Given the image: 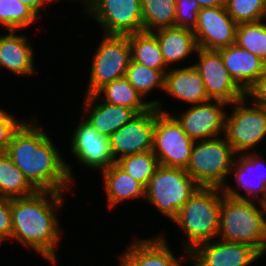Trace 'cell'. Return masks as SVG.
<instances>
[{"mask_svg": "<svg viewBox=\"0 0 266 266\" xmlns=\"http://www.w3.org/2000/svg\"><path fill=\"white\" fill-rule=\"evenodd\" d=\"M199 187L185 169L159 165L145 188V201L172 222Z\"/></svg>", "mask_w": 266, "mask_h": 266, "instance_id": "5b68a950", "label": "cell"}, {"mask_svg": "<svg viewBox=\"0 0 266 266\" xmlns=\"http://www.w3.org/2000/svg\"><path fill=\"white\" fill-rule=\"evenodd\" d=\"M90 1L91 0H74V3L79 2V4H82L85 7Z\"/></svg>", "mask_w": 266, "mask_h": 266, "instance_id": "ab89813d", "label": "cell"}, {"mask_svg": "<svg viewBox=\"0 0 266 266\" xmlns=\"http://www.w3.org/2000/svg\"><path fill=\"white\" fill-rule=\"evenodd\" d=\"M261 150L236 155L229 176L231 180H228L222 188L225 195L236 199L257 201H262L266 197V155L261 154L264 149ZM229 181H233L235 186L234 184L231 186Z\"/></svg>", "mask_w": 266, "mask_h": 266, "instance_id": "7c38bea8", "label": "cell"}, {"mask_svg": "<svg viewBox=\"0 0 266 266\" xmlns=\"http://www.w3.org/2000/svg\"><path fill=\"white\" fill-rule=\"evenodd\" d=\"M80 121L70 132L69 153L82 169L100 172L116 163L112 156L110 139L99 134L91 124L80 115Z\"/></svg>", "mask_w": 266, "mask_h": 266, "instance_id": "4fadbf2b", "label": "cell"}, {"mask_svg": "<svg viewBox=\"0 0 266 266\" xmlns=\"http://www.w3.org/2000/svg\"><path fill=\"white\" fill-rule=\"evenodd\" d=\"M19 1L30 7L40 18L44 16L43 12L44 13L46 12L44 10L45 8H47L46 6L49 7L52 3L57 2L56 0H19Z\"/></svg>", "mask_w": 266, "mask_h": 266, "instance_id": "74e56055", "label": "cell"}, {"mask_svg": "<svg viewBox=\"0 0 266 266\" xmlns=\"http://www.w3.org/2000/svg\"><path fill=\"white\" fill-rule=\"evenodd\" d=\"M194 142L171 113L155 107L152 152L159 165L186 170Z\"/></svg>", "mask_w": 266, "mask_h": 266, "instance_id": "9c48e42d", "label": "cell"}, {"mask_svg": "<svg viewBox=\"0 0 266 266\" xmlns=\"http://www.w3.org/2000/svg\"><path fill=\"white\" fill-rule=\"evenodd\" d=\"M228 106L229 104L224 101L209 100L201 104L188 105L184 111L178 113L177 110L171 114L192 140L201 141L224 135Z\"/></svg>", "mask_w": 266, "mask_h": 266, "instance_id": "5bb4252c", "label": "cell"}, {"mask_svg": "<svg viewBox=\"0 0 266 266\" xmlns=\"http://www.w3.org/2000/svg\"><path fill=\"white\" fill-rule=\"evenodd\" d=\"M200 8L220 7L226 5V0H196Z\"/></svg>", "mask_w": 266, "mask_h": 266, "instance_id": "f35d334b", "label": "cell"}, {"mask_svg": "<svg viewBox=\"0 0 266 266\" xmlns=\"http://www.w3.org/2000/svg\"><path fill=\"white\" fill-rule=\"evenodd\" d=\"M12 235V214L10 198L0 196V246L10 242Z\"/></svg>", "mask_w": 266, "mask_h": 266, "instance_id": "d590c367", "label": "cell"}, {"mask_svg": "<svg viewBox=\"0 0 266 266\" xmlns=\"http://www.w3.org/2000/svg\"><path fill=\"white\" fill-rule=\"evenodd\" d=\"M236 28L225 6L206 7L199 10L193 33L198 48L218 50L235 43Z\"/></svg>", "mask_w": 266, "mask_h": 266, "instance_id": "ac0fdd59", "label": "cell"}, {"mask_svg": "<svg viewBox=\"0 0 266 266\" xmlns=\"http://www.w3.org/2000/svg\"><path fill=\"white\" fill-rule=\"evenodd\" d=\"M83 96L80 115L99 134L108 138L136 115L132 109L101 101L95 94Z\"/></svg>", "mask_w": 266, "mask_h": 266, "instance_id": "ffe728a7", "label": "cell"}, {"mask_svg": "<svg viewBox=\"0 0 266 266\" xmlns=\"http://www.w3.org/2000/svg\"><path fill=\"white\" fill-rule=\"evenodd\" d=\"M261 202L263 205V209H264V213H265V221H266V197Z\"/></svg>", "mask_w": 266, "mask_h": 266, "instance_id": "60d3db41", "label": "cell"}, {"mask_svg": "<svg viewBox=\"0 0 266 266\" xmlns=\"http://www.w3.org/2000/svg\"><path fill=\"white\" fill-rule=\"evenodd\" d=\"M36 117H26L5 152L38 191L74 195L77 180L73 164L65 160L60 147Z\"/></svg>", "mask_w": 266, "mask_h": 266, "instance_id": "6da1fadb", "label": "cell"}, {"mask_svg": "<svg viewBox=\"0 0 266 266\" xmlns=\"http://www.w3.org/2000/svg\"><path fill=\"white\" fill-rule=\"evenodd\" d=\"M131 60L164 74L170 69L165 64L157 37L152 32H137L128 35Z\"/></svg>", "mask_w": 266, "mask_h": 266, "instance_id": "4316f807", "label": "cell"}, {"mask_svg": "<svg viewBox=\"0 0 266 266\" xmlns=\"http://www.w3.org/2000/svg\"><path fill=\"white\" fill-rule=\"evenodd\" d=\"M235 44L266 62V19L237 24Z\"/></svg>", "mask_w": 266, "mask_h": 266, "instance_id": "4dcf8cb0", "label": "cell"}, {"mask_svg": "<svg viewBox=\"0 0 266 266\" xmlns=\"http://www.w3.org/2000/svg\"><path fill=\"white\" fill-rule=\"evenodd\" d=\"M56 1H61V2H62V1H63V2H69V4H70V3H74V0H56Z\"/></svg>", "mask_w": 266, "mask_h": 266, "instance_id": "b9f144b4", "label": "cell"}, {"mask_svg": "<svg viewBox=\"0 0 266 266\" xmlns=\"http://www.w3.org/2000/svg\"><path fill=\"white\" fill-rule=\"evenodd\" d=\"M164 96L189 105L209 101L202 77L197 69L190 65L170 68L164 75Z\"/></svg>", "mask_w": 266, "mask_h": 266, "instance_id": "44dd1931", "label": "cell"}, {"mask_svg": "<svg viewBox=\"0 0 266 266\" xmlns=\"http://www.w3.org/2000/svg\"><path fill=\"white\" fill-rule=\"evenodd\" d=\"M102 189L106 195V209L113 210L132 200H145V187L116 163L100 171ZM126 201V202H125ZM120 204V205H119Z\"/></svg>", "mask_w": 266, "mask_h": 266, "instance_id": "603a6c76", "label": "cell"}, {"mask_svg": "<svg viewBox=\"0 0 266 266\" xmlns=\"http://www.w3.org/2000/svg\"><path fill=\"white\" fill-rule=\"evenodd\" d=\"M218 239L252 245L266 254V221L261 201L223 195Z\"/></svg>", "mask_w": 266, "mask_h": 266, "instance_id": "277c9868", "label": "cell"}, {"mask_svg": "<svg viewBox=\"0 0 266 266\" xmlns=\"http://www.w3.org/2000/svg\"><path fill=\"white\" fill-rule=\"evenodd\" d=\"M246 97L254 104L266 108V71L246 92Z\"/></svg>", "mask_w": 266, "mask_h": 266, "instance_id": "8d00e7d4", "label": "cell"}, {"mask_svg": "<svg viewBox=\"0 0 266 266\" xmlns=\"http://www.w3.org/2000/svg\"><path fill=\"white\" fill-rule=\"evenodd\" d=\"M236 154L225 136L195 141L186 172L200 187L223 188Z\"/></svg>", "mask_w": 266, "mask_h": 266, "instance_id": "8992f818", "label": "cell"}, {"mask_svg": "<svg viewBox=\"0 0 266 266\" xmlns=\"http://www.w3.org/2000/svg\"><path fill=\"white\" fill-rule=\"evenodd\" d=\"M37 191L6 152H0V196L20 198L31 196Z\"/></svg>", "mask_w": 266, "mask_h": 266, "instance_id": "83f0119b", "label": "cell"}, {"mask_svg": "<svg viewBox=\"0 0 266 266\" xmlns=\"http://www.w3.org/2000/svg\"><path fill=\"white\" fill-rule=\"evenodd\" d=\"M225 7L237 24L266 19V0H226Z\"/></svg>", "mask_w": 266, "mask_h": 266, "instance_id": "d6a6232c", "label": "cell"}, {"mask_svg": "<svg viewBox=\"0 0 266 266\" xmlns=\"http://www.w3.org/2000/svg\"><path fill=\"white\" fill-rule=\"evenodd\" d=\"M194 57L197 60L193 66L202 77L210 100H220L231 104L246 96V93L230 76L217 50L198 48Z\"/></svg>", "mask_w": 266, "mask_h": 266, "instance_id": "9a60e30c", "label": "cell"}, {"mask_svg": "<svg viewBox=\"0 0 266 266\" xmlns=\"http://www.w3.org/2000/svg\"><path fill=\"white\" fill-rule=\"evenodd\" d=\"M116 164L145 188L159 166L152 150L124 156L117 160Z\"/></svg>", "mask_w": 266, "mask_h": 266, "instance_id": "1f68e13d", "label": "cell"}, {"mask_svg": "<svg viewBox=\"0 0 266 266\" xmlns=\"http://www.w3.org/2000/svg\"><path fill=\"white\" fill-rule=\"evenodd\" d=\"M152 33L157 37L165 64L170 68L178 67L177 65L180 64L183 67V63L190 62L189 56L197 52L198 46L193 30L175 26L162 28Z\"/></svg>", "mask_w": 266, "mask_h": 266, "instance_id": "cb8c5ba5", "label": "cell"}, {"mask_svg": "<svg viewBox=\"0 0 266 266\" xmlns=\"http://www.w3.org/2000/svg\"><path fill=\"white\" fill-rule=\"evenodd\" d=\"M155 127V107L136 114L110 137L112 156L116 162L120 158L151 151Z\"/></svg>", "mask_w": 266, "mask_h": 266, "instance_id": "e0dca14e", "label": "cell"}, {"mask_svg": "<svg viewBox=\"0 0 266 266\" xmlns=\"http://www.w3.org/2000/svg\"><path fill=\"white\" fill-rule=\"evenodd\" d=\"M164 75L161 70H155L130 60L125 77L143 99L148 100L151 106L156 107L161 112L170 113L171 110L164 108L166 104L162 102V97L151 101L149 100L151 98L147 97L156 89L160 92L164 90Z\"/></svg>", "mask_w": 266, "mask_h": 266, "instance_id": "d4e9b609", "label": "cell"}, {"mask_svg": "<svg viewBox=\"0 0 266 266\" xmlns=\"http://www.w3.org/2000/svg\"><path fill=\"white\" fill-rule=\"evenodd\" d=\"M0 30V70L17 77H32L37 71L35 51L29 36L18 30Z\"/></svg>", "mask_w": 266, "mask_h": 266, "instance_id": "d6986e66", "label": "cell"}, {"mask_svg": "<svg viewBox=\"0 0 266 266\" xmlns=\"http://www.w3.org/2000/svg\"><path fill=\"white\" fill-rule=\"evenodd\" d=\"M261 258L263 255L252 245L218 238L199 244L189 253L191 266H252Z\"/></svg>", "mask_w": 266, "mask_h": 266, "instance_id": "2e32d148", "label": "cell"}, {"mask_svg": "<svg viewBox=\"0 0 266 266\" xmlns=\"http://www.w3.org/2000/svg\"><path fill=\"white\" fill-rule=\"evenodd\" d=\"M162 231V232H161ZM148 238L132 236L129 245L118 254V266H186L189 263V252L181 248V256L174 254L169 245L166 231ZM183 262V263H182Z\"/></svg>", "mask_w": 266, "mask_h": 266, "instance_id": "8fae6325", "label": "cell"}, {"mask_svg": "<svg viewBox=\"0 0 266 266\" xmlns=\"http://www.w3.org/2000/svg\"><path fill=\"white\" fill-rule=\"evenodd\" d=\"M10 113V111L0 107V152L6 151L13 134L26 120L25 117L19 119L21 118L20 116L15 117V114Z\"/></svg>", "mask_w": 266, "mask_h": 266, "instance_id": "e575fe53", "label": "cell"}, {"mask_svg": "<svg viewBox=\"0 0 266 266\" xmlns=\"http://www.w3.org/2000/svg\"><path fill=\"white\" fill-rule=\"evenodd\" d=\"M217 51L230 76L245 93L266 71L264 60L235 43Z\"/></svg>", "mask_w": 266, "mask_h": 266, "instance_id": "7402d4cb", "label": "cell"}, {"mask_svg": "<svg viewBox=\"0 0 266 266\" xmlns=\"http://www.w3.org/2000/svg\"><path fill=\"white\" fill-rule=\"evenodd\" d=\"M66 194L37 191L27 197L10 198L12 214V241L34 250L52 266L58 264V249L65 233L60 225V209L64 208ZM61 228V229H60ZM63 233V234H62ZM30 249V250H29ZM57 251V252H56ZM58 261V262H57Z\"/></svg>", "mask_w": 266, "mask_h": 266, "instance_id": "7a4b0ae2", "label": "cell"}, {"mask_svg": "<svg viewBox=\"0 0 266 266\" xmlns=\"http://www.w3.org/2000/svg\"><path fill=\"white\" fill-rule=\"evenodd\" d=\"M40 17L19 0H0L1 31L29 29L36 25Z\"/></svg>", "mask_w": 266, "mask_h": 266, "instance_id": "f546056e", "label": "cell"}, {"mask_svg": "<svg viewBox=\"0 0 266 266\" xmlns=\"http://www.w3.org/2000/svg\"><path fill=\"white\" fill-rule=\"evenodd\" d=\"M94 94L101 101L128 107L136 114L147 111L151 107L148 101H144L143 97L128 82L125 76L103 85Z\"/></svg>", "mask_w": 266, "mask_h": 266, "instance_id": "484cf974", "label": "cell"}, {"mask_svg": "<svg viewBox=\"0 0 266 266\" xmlns=\"http://www.w3.org/2000/svg\"><path fill=\"white\" fill-rule=\"evenodd\" d=\"M82 8V15L99 24L105 35L143 31L141 0H91Z\"/></svg>", "mask_w": 266, "mask_h": 266, "instance_id": "30bf717a", "label": "cell"}, {"mask_svg": "<svg viewBox=\"0 0 266 266\" xmlns=\"http://www.w3.org/2000/svg\"><path fill=\"white\" fill-rule=\"evenodd\" d=\"M143 31L176 26V0H141Z\"/></svg>", "mask_w": 266, "mask_h": 266, "instance_id": "f1b7e54d", "label": "cell"}, {"mask_svg": "<svg viewBox=\"0 0 266 266\" xmlns=\"http://www.w3.org/2000/svg\"><path fill=\"white\" fill-rule=\"evenodd\" d=\"M224 191L218 187H199L172 221L184 238L182 249L191 252L199 244L218 238Z\"/></svg>", "mask_w": 266, "mask_h": 266, "instance_id": "3957f363", "label": "cell"}, {"mask_svg": "<svg viewBox=\"0 0 266 266\" xmlns=\"http://www.w3.org/2000/svg\"><path fill=\"white\" fill-rule=\"evenodd\" d=\"M91 55L90 74L85 95L94 94L103 85L124 77L131 60L128 35H102Z\"/></svg>", "mask_w": 266, "mask_h": 266, "instance_id": "ba28073f", "label": "cell"}, {"mask_svg": "<svg viewBox=\"0 0 266 266\" xmlns=\"http://www.w3.org/2000/svg\"><path fill=\"white\" fill-rule=\"evenodd\" d=\"M200 9L196 0H176V26L194 30Z\"/></svg>", "mask_w": 266, "mask_h": 266, "instance_id": "836d02e7", "label": "cell"}, {"mask_svg": "<svg viewBox=\"0 0 266 266\" xmlns=\"http://www.w3.org/2000/svg\"><path fill=\"white\" fill-rule=\"evenodd\" d=\"M229 106L224 136L234 153L243 155L259 152L257 148L263 145L260 143L266 141V108L254 104L246 96Z\"/></svg>", "mask_w": 266, "mask_h": 266, "instance_id": "52a82bcc", "label": "cell"}]
</instances>
